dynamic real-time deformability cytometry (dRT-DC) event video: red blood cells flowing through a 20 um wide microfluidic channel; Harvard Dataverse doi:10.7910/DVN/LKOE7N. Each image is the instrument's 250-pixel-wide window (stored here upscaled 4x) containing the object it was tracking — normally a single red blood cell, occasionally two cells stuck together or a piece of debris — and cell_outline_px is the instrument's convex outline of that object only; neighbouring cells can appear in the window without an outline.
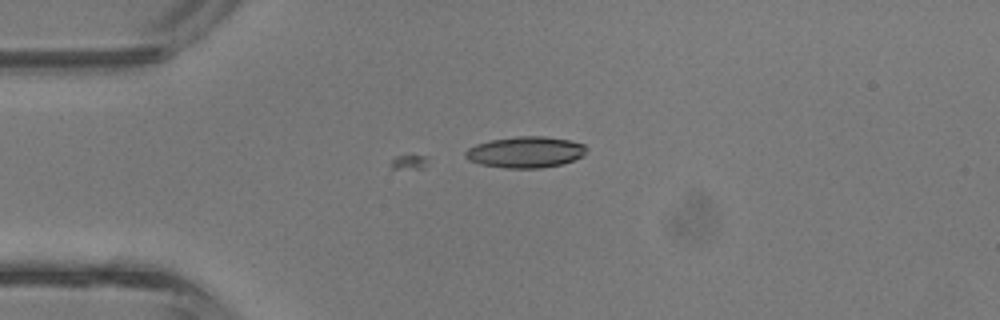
{"species": "common noctule bat (a hibernating species)", "species_latin": "Nyctalus noctula", "temperature_condition": "room temperature", "stored_images_in_passage": 33, "camera_frame_rate_fps": 3000, "um_per_image_px": 0.085, "animal": {"sex": "male", "body_mass_g": 13.3}, "frame": {"image": 1, "passage_image": 1, "time_ms": 0.0, "image_size_px": [1000, 320], "cell_outline_px": [[588, 148], [584, 156], [560, 164], [540, 168], [504, 168], [480, 164], [468, 160], [464, 156], [464, 152], [468, 148], [476, 144], [492, 140], [516, 136], [544, 136], [568, 140], [584, 144]], "centroid_in_image_um": [44.65, 12.93], "position_along_channel_um": 40.3, "area_um2": 22.02}}
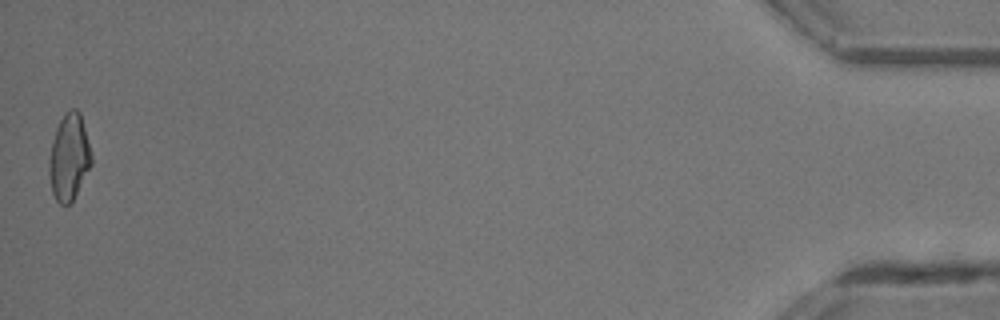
{"frame": {"image": 2, "passage_image": 33, "time_ms": 10.667, "image_size_px": [1000, 320], "cell_outline_px": [[92, 164], [72, 200], [68, 204], [60, 204], [56, 200], [52, 192], [48, 172], [48, 160], [56, 128], [64, 112], [72, 108], [76, 108], [80, 112], [92, 156]], "centroid_in_image_um": [5.86, 13.34], "position_along_channel_um": 429.3, "area_um2": 21.15}}